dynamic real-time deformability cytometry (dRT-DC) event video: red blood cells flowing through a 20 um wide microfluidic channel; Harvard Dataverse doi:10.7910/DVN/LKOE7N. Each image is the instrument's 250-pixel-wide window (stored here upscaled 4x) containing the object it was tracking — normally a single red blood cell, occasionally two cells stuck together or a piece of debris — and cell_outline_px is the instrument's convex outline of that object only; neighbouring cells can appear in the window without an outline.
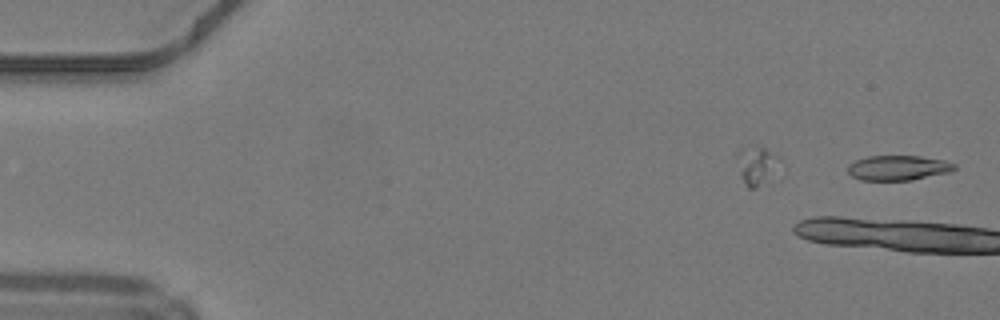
{"species": "common noctule bat (a hibernating species)", "species_latin": "Nyctalus noctula", "temperature_condition": "warm", "stored_images_in_passage": 17, "camera_frame_rate_fps": 3000, "um_per_image_px": 0.085, "animal": {"sex": "male", "body_mass_g": 19.2, "forearm_length_mm": 51.8}, "frame": {"image": 1, "passage_image": 1, "time_ms": 0.0, "image_size_px": [1000, 320], "cell_outline_px": [[956, 168], [948, 172], [912, 180], [860, 180], [852, 176], [848, 172], [848, 164], [856, 160], [868, 156], [920, 156], [944, 160], [956, 164]], "centroid_in_image_um": [76.33, 14.26], "position_along_channel_um": 8.7, "area_um2": 15.43}}